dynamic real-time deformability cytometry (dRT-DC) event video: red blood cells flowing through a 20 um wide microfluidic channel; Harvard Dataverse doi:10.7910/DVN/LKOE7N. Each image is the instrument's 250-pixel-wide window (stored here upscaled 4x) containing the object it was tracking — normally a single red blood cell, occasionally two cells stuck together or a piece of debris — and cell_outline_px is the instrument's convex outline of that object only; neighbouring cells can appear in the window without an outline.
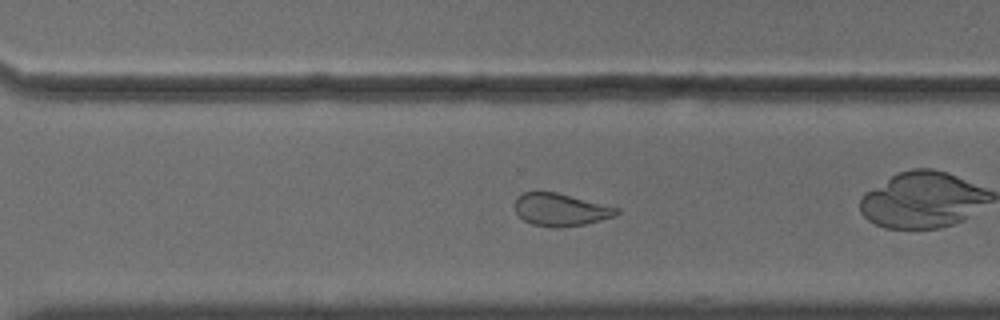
{"species": "common noctule bat (a hibernating species)", "species_latin": "Nyctalus noctula", "temperature_condition": "cold", "stored_images_in_passage": 32, "camera_frame_rate_fps": 3000, "um_per_image_px": 0.085, "animal": {"sex": "male", "body_mass_g": 18.8}, "frame": {"image": 1, "passage_image": 23, "time_ms": 7.333, "image_size_px": [1000, 320], "cell_outline_px": [[620, 212], [616, 216], [584, 224], [560, 228], [552, 228], [532, 224], [524, 220], [516, 212], [516, 196], [524, 192], [556, 192], [620, 208]], "centroid_in_image_um": [47.67, 17.83], "position_along_channel_um": 322.9, "area_um2": 19.31}}